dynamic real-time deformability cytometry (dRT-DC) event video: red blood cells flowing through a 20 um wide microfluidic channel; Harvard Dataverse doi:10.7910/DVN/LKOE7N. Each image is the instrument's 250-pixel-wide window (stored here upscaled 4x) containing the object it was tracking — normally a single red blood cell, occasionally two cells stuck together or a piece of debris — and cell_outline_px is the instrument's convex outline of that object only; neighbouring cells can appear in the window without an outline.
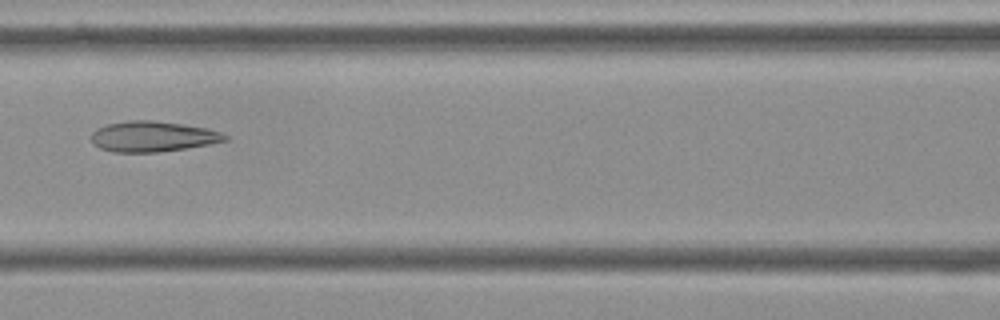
{"species": "Egyptian fruit bat (a non-hibernating species)", "species_latin": "Rousettus aegyptiacus", "temperature_condition": "cold", "stored_images_in_passage": 10, "camera_frame_rate_fps": 3000, "um_per_image_px": 0.085, "frame": {"image": 1, "passage_image": 7, "time_ms": 2.0, "image_size_px": [1000, 320], "cell_outline_px": [[228, 140], [208, 144], [160, 152], [112, 152], [100, 148], [92, 144], [92, 132], [96, 128], [108, 124], [128, 120], [152, 120], [208, 128], [220, 132], [228, 136]], "centroid_in_image_um": [12.95, 11.6], "position_along_channel_um": 153.6, "area_um2": 23.7}}
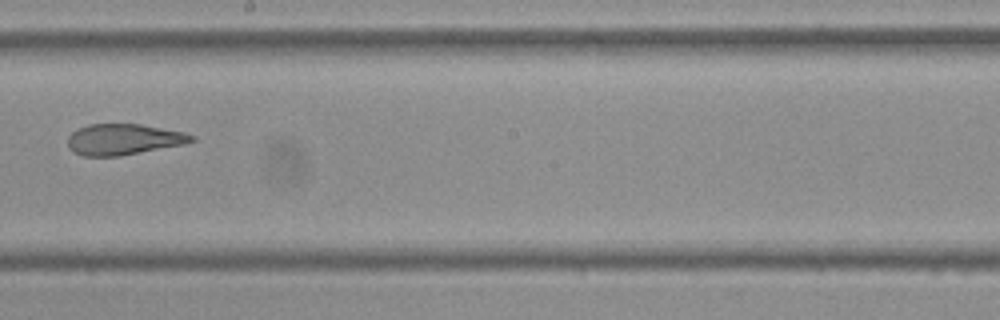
{"frame": {"image": 2, "passage_image": 9, "time_ms": 2.667, "image_size_px": [1000, 320], "cell_outline_px": [[196, 140], [184, 144], [120, 156], [84, 156], [72, 152], [68, 148], [68, 136], [72, 132], [88, 124], [140, 124], [184, 132], [196, 136]], "centroid_in_image_um": [10.5, 11.85], "position_along_channel_um": 237.7, "area_um2": 22.37}}
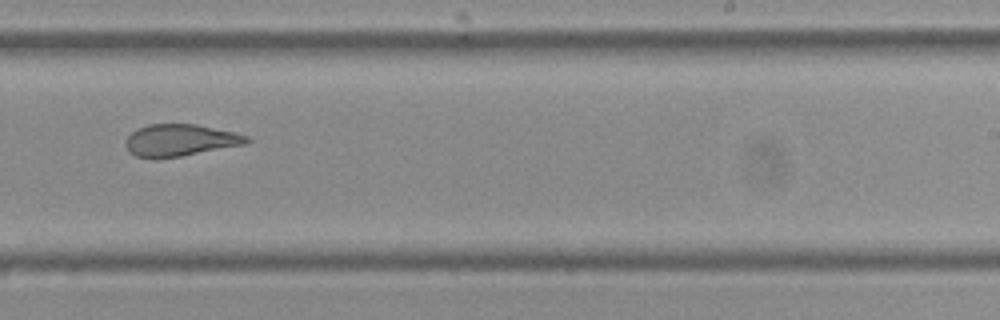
{"frame": {"image": 3, "passage_image": 10, "time_ms": 3.0, "image_size_px": [1000, 320], "cell_outline_px": [[252, 140], [244, 144], [180, 156], [136, 156], [128, 152], [124, 144], [128, 136], [136, 128], [148, 124], [196, 124], [232, 132], [248, 136]], "centroid_in_image_um": [15.28, 11.89], "position_along_channel_um": 273.7, "area_um2": 21.96}}